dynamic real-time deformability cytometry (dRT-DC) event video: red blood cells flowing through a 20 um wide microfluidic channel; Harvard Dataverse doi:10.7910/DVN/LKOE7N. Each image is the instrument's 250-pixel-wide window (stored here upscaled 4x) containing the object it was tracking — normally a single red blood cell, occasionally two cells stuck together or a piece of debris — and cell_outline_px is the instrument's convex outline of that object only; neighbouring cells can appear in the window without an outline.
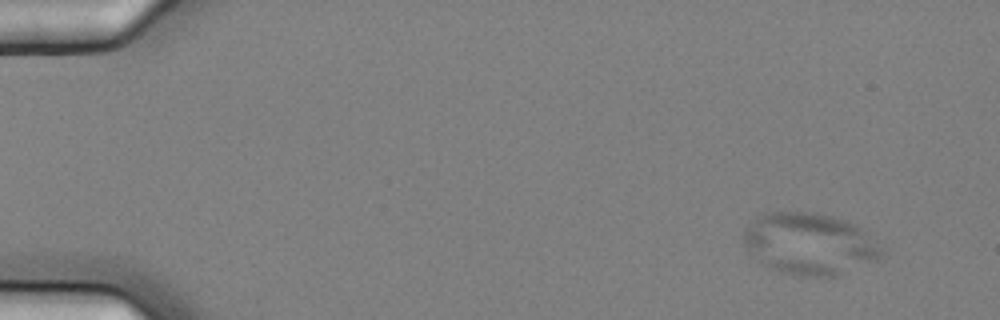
{"species": "common noctule bat (a hibernating species)", "species_latin": "Nyctalus noctula", "temperature_condition": "cold", "stored_images_in_passage": 7, "segment_of_instrument_passage": [1, 2], "camera_frame_rate_fps": 3000, "um_per_image_px": 0.085, "animal": {"sex": "female", "body_mass_g": 25.1}, "frame": {"image": 1, "passage_image": 2, "time_ms": 0.333, "image_size_px": [1000, 320], "cell_outline_px": [[884, 252], [880, 260], [836, 276], [800, 276], [780, 272], [768, 268], [760, 264], [756, 260], [744, 244], [744, 228], [756, 216], [768, 212], [816, 212], [832, 216], [856, 224]], "centroid_in_image_um": [68.77, 20.73], "position_along_channel_um": 16.2, "area_um2": 49.82}}